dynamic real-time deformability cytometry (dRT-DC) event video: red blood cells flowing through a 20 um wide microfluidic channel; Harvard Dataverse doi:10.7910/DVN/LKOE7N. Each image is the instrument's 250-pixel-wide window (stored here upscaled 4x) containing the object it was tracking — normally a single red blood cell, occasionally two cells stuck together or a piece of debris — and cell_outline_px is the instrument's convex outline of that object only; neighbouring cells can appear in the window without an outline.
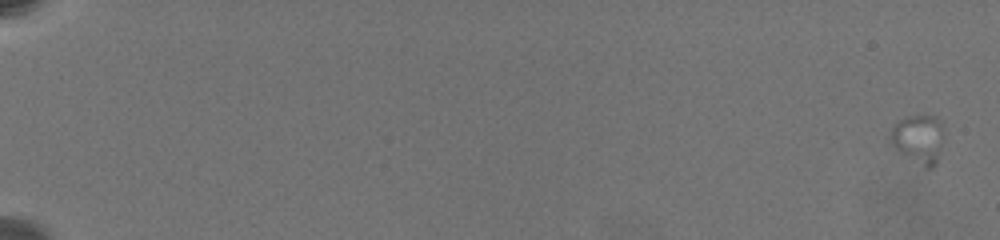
{"species": "common noctule bat (a hibernating species)", "species_latin": "Nyctalus noctula", "temperature_condition": "warm", "stored_images_in_passage": 9, "camera_frame_rate_fps": 3000, "um_per_image_px": 0.085, "animal": {"sex": "female", "body_mass_g": 19.5, "forearm_length_mm": 54.1}, "frame": {"image": 1, "passage_image": 1, "time_ms": 0.0, "image_size_px": [1000, 240], "cell_outline_px": [[944, 132], [936, 164], [932, 168], [924, 168], [900, 148], [888, 136], [892, 124], [896, 120], [904, 116], [936, 116], [940, 120]], "centroid_in_image_um": [78.1, 11.74], "position_along_channel_um": 6.9, "area_um2": 14.8}}